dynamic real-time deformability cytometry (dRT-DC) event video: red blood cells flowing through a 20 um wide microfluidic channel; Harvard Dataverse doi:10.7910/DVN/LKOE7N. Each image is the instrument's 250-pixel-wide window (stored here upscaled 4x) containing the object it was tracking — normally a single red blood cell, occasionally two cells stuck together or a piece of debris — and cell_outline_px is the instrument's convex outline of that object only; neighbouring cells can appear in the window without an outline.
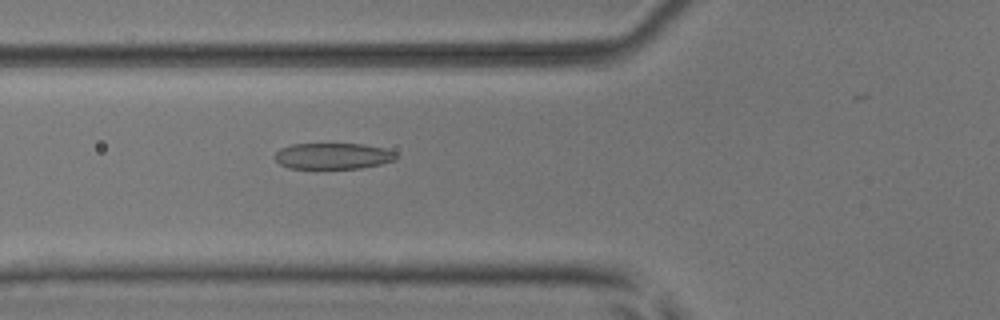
{"species": "common noctule bat (a hibernating species)", "species_latin": "Nyctalus noctula", "temperature_condition": "room temperature", "stored_images_in_passage": 45, "camera_frame_rate_fps": 3000, "um_per_image_px": 0.085, "animal": {"sex": "male", "body_mass_g": 17.9, "forearm_length_mm": 54.2}, "frame": {"image": 1, "passage_image": 19, "time_ms": 6.0, "image_size_px": [1000, 320], "cell_outline_px": [[400, 156], [396, 160], [380, 164], [360, 168], [288, 168], [280, 164], [272, 156], [280, 148], [292, 144], [364, 144], [384, 148], [396, 152]], "centroid_in_image_um": [28.32, 13.26], "position_along_channel_um": 97.5, "area_um2": 18.61}}
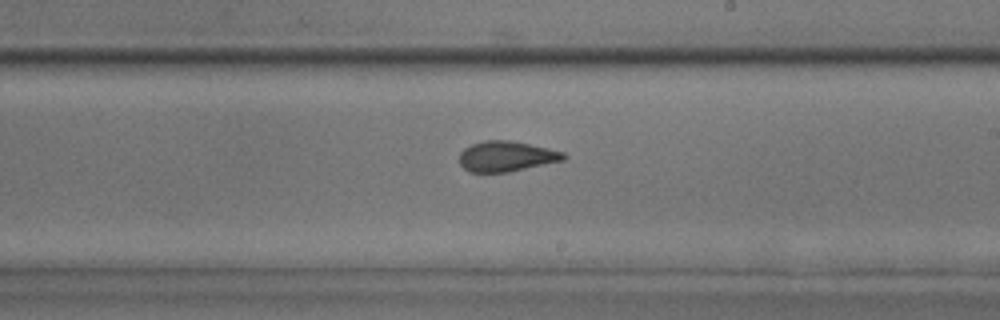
{"frame": {"image": 2, "passage_image": 30, "time_ms": 9.667, "image_size_px": [1000, 320], "cell_outline_px": [[568, 156], [564, 160], [508, 172], [468, 172], [460, 164], [460, 152], [464, 148], [472, 144], [484, 140], [508, 140], [548, 148], [564, 152]], "centroid_in_image_um": [43.03, 13.29], "position_along_channel_um": 246.0, "area_um2": 18.38}}
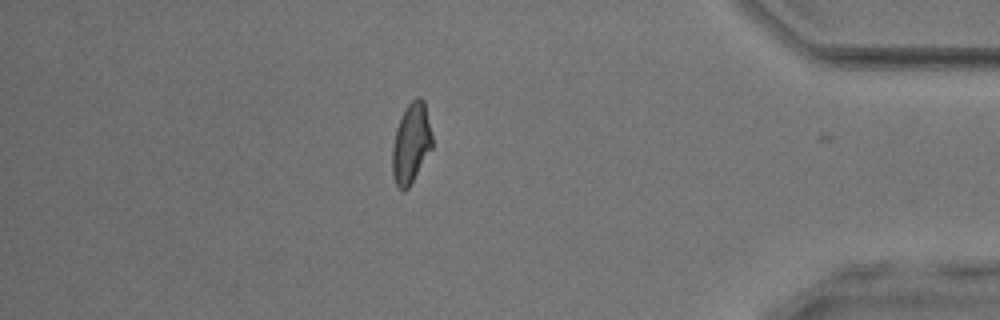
{"frame": {"image": 3, "passage_image": 44, "time_ms": 14.333, "image_size_px": [1000, 320], "cell_outline_px": [[432, 148], [408, 188], [404, 192], [396, 184], [392, 176], [392, 148], [396, 128], [408, 104], [416, 96], [420, 96], [424, 100], [432, 136]], "centroid_in_image_um": [34.94, 12.18], "position_along_channel_um": 400.3, "area_um2": 18.44}, "authors_computed_cell_mechanics": {"area_um2": 19.074, "velocity_mm_per_s": 4.0603, "shape_relaxation_time_tau1_ms": 5.7744, "shape_relaxation_time_tau2_ms": 0.9143, "deformation_change_tau1": 0.1779, "deformation_change_tau2": 0.0755}}